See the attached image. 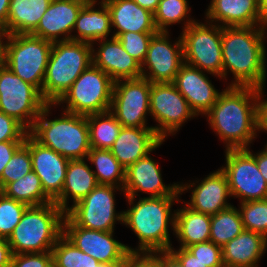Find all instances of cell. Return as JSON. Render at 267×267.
Returning a JSON list of instances; mask_svg holds the SVG:
<instances>
[{
	"mask_svg": "<svg viewBox=\"0 0 267 267\" xmlns=\"http://www.w3.org/2000/svg\"><path fill=\"white\" fill-rule=\"evenodd\" d=\"M29 131L13 117L0 111V142L25 141Z\"/></svg>",
	"mask_w": 267,
	"mask_h": 267,
	"instance_id": "cell-42",
	"label": "cell"
},
{
	"mask_svg": "<svg viewBox=\"0 0 267 267\" xmlns=\"http://www.w3.org/2000/svg\"><path fill=\"white\" fill-rule=\"evenodd\" d=\"M264 92L265 86L257 88V125L259 132L267 133V98Z\"/></svg>",
	"mask_w": 267,
	"mask_h": 267,
	"instance_id": "cell-45",
	"label": "cell"
},
{
	"mask_svg": "<svg viewBox=\"0 0 267 267\" xmlns=\"http://www.w3.org/2000/svg\"><path fill=\"white\" fill-rule=\"evenodd\" d=\"M124 267H161V251L158 252H130Z\"/></svg>",
	"mask_w": 267,
	"mask_h": 267,
	"instance_id": "cell-44",
	"label": "cell"
},
{
	"mask_svg": "<svg viewBox=\"0 0 267 267\" xmlns=\"http://www.w3.org/2000/svg\"><path fill=\"white\" fill-rule=\"evenodd\" d=\"M53 42L31 34L8 35L4 65L42 92Z\"/></svg>",
	"mask_w": 267,
	"mask_h": 267,
	"instance_id": "cell-7",
	"label": "cell"
},
{
	"mask_svg": "<svg viewBox=\"0 0 267 267\" xmlns=\"http://www.w3.org/2000/svg\"><path fill=\"white\" fill-rule=\"evenodd\" d=\"M150 116L157 122L153 129L163 141L197 117L174 83H151Z\"/></svg>",
	"mask_w": 267,
	"mask_h": 267,
	"instance_id": "cell-13",
	"label": "cell"
},
{
	"mask_svg": "<svg viewBox=\"0 0 267 267\" xmlns=\"http://www.w3.org/2000/svg\"><path fill=\"white\" fill-rule=\"evenodd\" d=\"M52 0H10L7 23L8 35L31 34Z\"/></svg>",
	"mask_w": 267,
	"mask_h": 267,
	"instance_id": "cell-30",
	"label": "cell"
},
{
	"mask_svg": "<svg viewBox=\"0 0 267 267\" xmlns=\"http://www.w3.org/2000/svg\"><path fill=\"white\" fill-rule=\"evenodd\" d=\"M123 188L98 184L86 197L69 205L65 215L76 225L90 230L114 231L115 224L123 223V211L116 212L115 192Z\"/></svg>",
	"mask_w": 267,
	"mask_h": 267,
	"instance_id": "cell-11",
	"label": "cell"
},
{
	"mask_svg": "<svg viewBox=\"0 0 267 267\" xmlns=\"http://www.w3.org/2000/svg\"><path fill=\"white\" fill-rule=\"evenodd\" d=\"M173 83L197 117L204 116L221 93L209 80L206 72L186 63L179 69Z\"/></svg>",
	"mask_w": 267,
	"mask_h": 267,
	"instance_id": "cell-20",
	"label": "cell"
},
{
	"mask_svg": "<svg viewBox=\"0 0 267 267\" xmlns=\"http://www.w3.org/2000/svg\"><path fill=\"white\" fill-rule=\"evenodd\" d=\"M259 12L262 22L267 26V0H259Z\"/></svg>",
	"mask_w": 267,
	"mask_h": 267,
	"instance_id": "cell-54",
	"label": "cell"
},
{
	"mask_svg": "<svg viewBox=\"0 0 267 267\" xmlns=\"http://www.w3.org/2000/svg\"><path fill=\"white\" fill-rule=\"evenodd\" d=\"M0 192L28 206L54 202L43 190L40 178L32 170L15 182L8 183Z\"/></svg>",
	"mask_w": 267,
	"mask_h": 267,
	"instance_id": "cell-33",
	"label": "cell"
},
{
	"mask_svg": "<svg viewBox=\"0 0 267 267\" xmlns=\"http://www.w3.org/2000/svg\"><path fill=\"white\" fill-rule=\"evenodd\" d=\"M205 17L221 27L266 26L259 12V0H211Z\"/></svg>",
	"mask_w": 267,
	"mask_h": 267,
	"instance_id": "cell-24",
	"label": "cell"
},
{
	"mask_svg": "<svg viewBox=\"0 0 267 267\" xmlns=\"http://www.w3.org/2000/svg\"><path fill=\"white\" fill-rule=\"evenodd\" d=\"M168 251L182 264L183 267H208L195 256L190 254L185 248L174 249V247H171Z\"/></svg>",
	"mask_w": 267,
	"mask_h": 267,
	"instance_id": "cell-47",
	"label": "cell"
},
{
	"mask_svg": "<svg viewBox=\"0 0 267 267\" xmlns=\"http://www.w3.org/2000/svg\"><path fill=\"white\" fill-rule=\"evenodd\" d=\"M109 9L112 28L111 35L117 38L121 33H157L154 14L136 4L133 0H103ZM116 28V29H115Z\"/></svg>",
	"mask_w": 267,
	"mask_h": 267,
	"instance_id": "cell-25",
	"label": "cell"
},
{
	"mask_svg": "<svg viewBox=\"0 0 267 267\" xmlns=\"http://www.w3.org/2000/svg\"><path fill=\"white\" fill-rule=\"evenodd\" d=\"M169 38V31H158L150 40L141 70L142 77L151 83H173L184 64L181 36L173 43Z\"/></svg>",
	"mask_w": 267,
	"mask_h": 267,
	"instance_id": "cell-16",
	"label": "cell"
},
{
	"mask_svg": "<svg viewBox=\"0 0 267 267\" xmlns=\"http://www.w3.org/2000/svg\"><path fill=\"white\" fill-rule=\"evenodd\" d=\"M161 267L183 266L169 251H161Z\"/></svg>",
	"mask_w": 267,
	"mask_h": 267,
	"instance_id": "cell-50",
	"label": "cell"
},
{
	"mask_svg": "<svg viewBox=\"0 0 267 267\" xmlns=\"http://www.w3.org/2000/svg\"><path fill=\"white\" fill-rule=\"evenodd\" d=\"M51 107L47 104L36 118L29 134L42 146L70 159H86L91 149L87 116L62 111L60 118L48 119Z\"/></svg>",
	"mask_w": 267,
	"mask_h": 267,
	"instance_id": "cell-4",
	"label": "cell"
},
{
	"mask_svg": "<svg viewBox=\"0 0 267 267\" xmlns=\"http://www.w3.org/2000/svg\"><path fill=\"white\" fill-rule=\"evenodd\" d=\"M266 34L267 26L222 27L223 80L234 77L228 86H265Z\"/></svg>",
	"mask_w": 267,
	"mask_h": 267,
	"instance_id": "cell-1",
	"label": "cell"
},
{
	"mask_svg": "<svg viewBox=\"0 0 267 267\" xmlns=\"http://www.w3.org/2000/svg\"><path fill=\"white\" fill-rule=\"evenodd\" d=\"M263 149L267 151V143H266V145H265V147Z\"/></svg>",
	"mask_w": 267,
	"mask_h": 267,
	"instance_id": "cell-57",
	"label": "cell"
},
{
	"mask_svg": "<svg viewBox=\"0 0 267 267\" xmlns=\"http://www.w3.org/2000/svg\"><path fill=\"white\" fill-rule=\"evenodd\" d=\"M96 170H92L98 184L113 185L124 188L125 170L109 149L91 148L87 158Z\"/></svg>",
	"mask_w": 267,
	"mask_h": 267,
	"instance_id": "cell-31",
	"label": "cell"
},
{
	"mask_svg": "<svg viewBox=\"0 0 267 267\" xmlns=\"http://www.w3.org/2000/svg\"><path fill=\"white\" fill-rule=\"evenodd\" d=\"M51 252L54 267H97L100 264L92 256L78 249L64 235L57 240Z\"/></svg>",
	"mask_w": 267,
	"mask_h": 267,
	"instance_id": "cell-36",
	"label": "cell"
},
{
	"mask_svg": "<svg viewBox=\"0 0 267 267\" xmlns=\"http://www.w3.org/2000/svg\"><path fill=\"white\" fill-rule=\"evenodd\" d=\"M204 116L225 150L249 148L259 133L257 88L227 86Z\"/></svg>",
	"mask_w": 267,
	"mask_h": 267,
	"instance_id": "cell-2",
	"label": "cell"
},
{
	"mask_svg": "<svg viewBox=\"0 0 267 267\" xmlns=\"http://www.w3.org/2000/svg\"><path fill=\"white\" fill-rule=\"evenodd\" d=\"M28 207L0 192V237L8 239Z\"/></svg>",
	"mask_w": 267,
	"mask_h": 267,
	"instance_id": "cell-38",
	"label": "cell"
},
{
	"mask_svg": "<svg viewBox=\"0 0 267 267\" xmlns=\"http://www.w3.org/2000/svg\"><path fill=\"white\" fill-rule=\"evenodd\" d=\"M163 142L153 127H122L109 150L127 168L159 148Z\"/></svg>",
	"mask_w": 267,
	"mask_h": 267,
	"instance_id": "cell-22",
	"label": "cell"
},
{
	"mask_svg": "<svg viewBox=\"0 0 267 267\" xmlns=\"http://www.w3.org/2000/svg\"><path fill=\"white\" fill-rule=\"evenodd\" d=\"M9 6L10 0H0V24L3 26L7 23Z\"/></svg>",
	"mask_w": 267,
	"mask_h": 267,
	"instance_id": "cell-52",
	"label": "cell"
},
{
	"mask_svg": "<svg viewBox=\"0 0 267 267\" xmlns=\"http://www.w3.org/2000/svg\"><path fill=\"white\" fill-rule=\"evenodd\" d=\"M25 141H4L0 142V178L6 164L13 154L24 144Z\"/></svg>",
	"mask_w": 267,
	"mask_h": 267,
	"instance_id": "cell-46",
	"label": "cell"
},
{
	"mask_svg": "<svg viewBox=\"0 0 267 267\" xmlns=\"http://www.w3.org/2000/svg\"><path fill=\"white\" fill-rule=\"evenodd\" d=\"M180 196L126 197L130 208L123 211V223L138 237L139 244L132 252L168 251L172 247L169 228L175 231V210Z\"/></svg>",
	"mask_w": 267,
	"mask_h": 267,
	"instance_id": "cell-3",
	"label": "cell"
},
{
	"mask_svg": "<svg viewBox=\"0 0 267 267\" xmlns=\"http://www.w3.org/2000/svg\"><path fill=\"white\" fill-rule=\"evenodd\" d=\"M191 7L187 0H160L154 14V23L158 31L168 32L170 25L180 23L185 30L189 25L196 21L190 18ZM190 15V16H189ZM188 18V19H187Z\"/></svg>",
	"mask_w": 267,
	"mask_h": 267,
	"instance_id": "cell-35",
	"label": "cell"
},
{
	"mask_svg": "<svg viewBox=\"0 0 267 267\" xmlns=\"http://www.w3.org/2000/svg\"><path fill=\"white\" fill-rule=\"evenodd\" d=\"M225 162L220 169L227 177L231 197L240 202L267 199V182L246 148L226 149Z\"/></svg>",
	"mask_w": 267,
	"mask_h": 267,
	"instance_id": "cell-12",
	"label": "cell"
},
{
	"mask_svg": "<svg viewBox=\"0 0 267 267\" xmlns=\"http://www.w3.org/2000/svg\"><path fill=\"white\" fill-rule=\"evenodd\" d=\"M185 249L208 267H225L222 248L210 240L190 245Z\"/></svg>",
	"mask_w": 267,
	"mask_h": 267,
	"instance_id": "cell-41",
	"label": "cell"
},
{
	"mask_svg": "<svg viewBox=\"0 0 267 267\" xmlns=\"http://www.w3.org/2000/svg\"><path fill=\"white\" fill-rule=\"evenodd\" d=\"M151 82L144 77L124 79L114 82L109 111L122 127L147 126L150 115Z\"/></svg>",
	"mask_w": 267,
	"mask_h": 267,
	"instance_id": "cell-14",
	"label": "cell"
},
{
	"mask_svg": "<svg viewBox=\"0 0 267 267\" xmlns=\"http://www.w3.org/2000/svg\"><path fill=\"white\" fill-rule=\"evenodd\" d=\"M154 34L126 32L121 33L117 39L121 42L128 54L142 65L147 55L150 40Z\"/></svg>",
	"mask_w": 267,
	"mask_h": 267,
	"instance_id": "cell-40",
	"label": "cell"
},
{
	"mask_svg": "<svg viewBox=\"0 0 267 267\" xmlns=\"http://www.w3.org/2000/svg\"><path fill=\"white\" fill-rule=\"evenodd\" d=\"M196 20L180 33L184 63L223 79L222 27Z\"/></svg>",
	"mask_w": 267,
	"mask_h": 267,
	"instance_id": "cell-9",
	"label": "cell"
},
{
	"mask_svg": "<svg viewBox=\"0 0 267 267\" xmlns=\"http://www.w3.org/2000/svg\"><path fill=\"white\" fill-rule=\"evenodd\" d=\"M188 190L192 193L190 200L185 204L197 212L215 215L231 206L227 201L231 197L227 177L221 169L209 173L201 182L198 180L185 184L179 183L181 195Z\"/></svg>",
	"mask_w": 267,
	"mask_h": 267,
	"instance_id": "cell-18",
	"label": "cell"
},
{
	"mask_svg": "<svg viewBox=\"0 0 267 267\" xmlns=\"http://www.w3.org/2000/svg\"><path fill=\"white\" fill-rule=\"evenodd\" d=\"M97 267H124V265H114L108 263H100Z\"/></svg>",
	"mask_w": 267,
	"mask_h": 267,
	"instance_id": "cell-56",
	"label": "cell"
},
{
	"mask_svg": "<svg viewBox=\"0 0 267 267\" xmlns=\"http://www.w3.org/2000/svg\"><path fill=\"white\" fill-rule=\"evenodd\" d=\"M136 4L154 13L160 0H133Z\"/></svg>",
	"mask_w": 267,
	"mask_h": 267,
	"instance_id": "cell-53",
	"label": "cell"
},
{
	"mask_svg": "<svg viewBox=\"0 0 267 267\" xmlns=\"http://www.w3.org/2000/svg\"><path fill=\"white\" fill-rule=\"evenodd\" d=\"M89 143L94 149H110L119 135L122 124L108 110L87 116Z\"/></svg>",
	"mask_w": 267,
	"mask_h": 267,
	"instance_id": "cell-32",
	"label": "cell"
},
{
	"mask_svg": "<svg viewBox=\"0 0 267 267\" xmlns=\"http://www.w3.org/2000/svg\"><path fill=\"white\" fill-rule=\"evenodd\" d=\"M92 48L74 40L53 42L41 92L48 104H55L93 63Z\"/></svg>",
	"mask_w": 267,
	"mask_h": 267,
	"instance_id": "cell-6",
	"label": "cell"
},
{
	"mask_svg": "<svg viewBox=\"0 0 267 267\" xmlns=\"http://www.w3.org/2000/svg\"><path fill=\"white\" fill-rule=\"evenodd\" d=\"M82 7L69 1L52 0L31 35L51 42L71 40Z\"/></svg>",
	"mask_w": 267,
	"mask_h": 267,
	"instance_id": "cell-23",
	"label": "cell"
},
{
	"mask_svg": "<svg viewBox=\"0 0 267 267\" xmlns=\"http://www.w3.org/2000/svg\"><path fill=\"white\" fill-rule=\"evenodd\" d=\"M7 37L8 33L5 26L0 24V66L4 64L5 44Z\"/></svg>",
	"mask_w": 267,
	"mask_h": 267,
	"instance_id": "cell-51",
	"label": "cell"
},
{
	"mask_svg": "<svg viewBox=\"0 0 267 267\" xmlns=\"http://www.w3.org/2000/svg\"><path fill=\"white\" fill-rule=\"evenodd\" d=\"M33 170L30 150L23 144L6 164L0 178V191Z\"/></svg>",
	"mask_w": 267,
	"mask_h": 267,
	"instance_id": "cell-39",
	"label": "cell"
},
{
	"mask_svg": "<svg viewBox=\"0 0 267 267\" xmlns=\"http://www.w3.org/2000/svg\"><path fill=\"white\" fill-rule=\"evenodd\" d=\"M113 233L76 226L66 215L63 221V235L78 249L100 263L124 265L132 247L114 239Z\"/></svg>",
	"mask_w": 267,
	"mask_h": 267,
	"instance_id": "cell-15",
	"label": "cell"
},
{
	"mask_svg": "<svg viewBox=\"0 0 267 267\" xmlns=\"http://www.w3.org/2000/svg\"><path fill=\"white\" fill-rule=\"evenodd\" d=\"M238 208L245 230L267 238V199L240 202Z\"/></svg>",
	"mask_w": 267,
	"mask_h": 267,
	"instance_id": "cell-37",
	"label": "cell"
},
{
	"mask_svg": "<svg viewBox=\"0 0 267 267\" xmlns=\"http://www.w3.org/2000/svg\"><path fill=\"white\" fill-rule=\"evenodd\" d=\"M244 230L237 207H230L211 215L210 241L221 248Z\"/></svg>",
	"mask_w": 267,
	"mask_h": 267,
	"instance_id": "cell-34",
	"label": "cell"
},
{
	"mask_svg": "<svg viewBox=\"0 0 267 267\" xmlns=\"http://www.w3.org/2000/svg\"><path fill=\"white\" fill-rule=\"evenodd\" d=\"M48 103L41 92L15 75L6 65L0 66V111L13 117L30 131Z\"/></svg>",
	"mask_w": 267,
	"mask_h": 267,
	"instance_id": "cell-10",
	"label": "cell"
},
{
	"mask_svg": "<svg viewBox=\"0 0 267 267\" xmlns=\"http://www.w3.org/2000/svg\"><path fill=\"white\" fill-rule=\"evenodd\" d=\"M12 255L7 239L0 237V267H11Z\"/></svg>",
	"mask_w": 267,
	"mask_h": 267,
	"instance_id": "cell-48",
	"label": "cell"
},
{
	"mask_svg": "<svg viewBox=\"0 0 267 267\" xmlns=\"http://www.w3.org/2000/svg\"><path fill=\"white\" fill-rule=\"evenodd\" d=\"M161 173L150 153L131 164L125 170V197H140V192L148 193L149 197L180 196L179 182L166 185Z\"/></svg>",
	"mask_w": 267,
	"mask_h": 267,
	"instance_id": "cell-17",
	"label": "cell"
},
{
	"mask_svg": "<svg viewBox=\"0 0 267 267\" xmlns=\"http://www.w3.org/2000/svg\"><path fill=\"white\" fill-rule=\"evenodd\" d=\"M113 85L111 77L92 63L55 106L66 103L62 106L64 111L83 116L106 112L110 109Z\"/></svg>",
	"mask_w": 267,
	"mask_h": 267,
	"instance_id": "cell-8",
	"label": "cell"
},
{
	"mask_svg": "<svg viewBox=\"0 0 267 267\" xmlns=\"http://www.w3.org/2000/svg\"><path fill=\"white\" fill-rule=\"evenodd\" d=\"M64 218L55 202L28 206L7 239L12 254L51 251L63 235Z\"/></svg>",
	"mask_w": 267,
	"mask_h": 267,
	"instance_id": "cell-5",
	"label": "cell"
},
{
	"mask_svg": "<svg viewBox=\"0 0 267 267\" xmlns=\"http://www.w3.org/2000/svg\"><path fill=\"white\" fill-rule=\"evenodd\" d=\"M92 170V166L86 163V159L69 160L63 190L54 200L64 212L69 209L68 200L71 199L74 205L98 185Z\"/></svg>",
	"mask_w": 267,
	"mask_h": 267,
	"instance_id": "cell-27",
	"label": "cell"
},
{
	"mask_svg": "<svg viewBox=\"0 0 267 267\" xmlns=\"http://www.w3.org/2000/svg\"><path fill=\"white\" fill-rule=\"evenodd\" d=\"M246 149L255 158L258 169L267 182V151L263 149V150H261L255 154V153H253V151H250V147L246 148Z\"/></svg>",
	"mask_w": 267,
	"mask_h": 267,
	"instance_id": "cell-49",
	"label": "cell"
},
{
	"mask_svg": "<svg viewBox=\"0 0 267 267\" xmlns=\"http://www.w3.org/2000/svg\"><path fill=\"white\" fill-rule=\"evenodd\" d=\"M211 215L197 212L186 204L175 210V231L179 248L210 240Z\"/></svg>",
	"mask_w": 267,
	"mask_h": 267,
	"instance_id": "cell-29",
	"label": "cell"
},
{
	"mask_svg": "<svg viewBox=\"0 0 267 267\" xmlns=\"http://www.w3.org/2000/svg\"><path fill=\"white\" fill-rule=\"evenodd\" d=\"M51 265V251L13 254L11 259V267H50Z\"/></svg>",
	"mask_w": 267,
	"mask_h": 267,
	"instance_id": "cell-43",
	"label": "cell"
},
{
	"mask_svg": "<svg viewBox=\"0 0 267 267\" xmlns=\"http://www.w3.org/2000/svg\"><path fill=\"white\" fill-rule=\"evenodd\" d=\"M64 1H69L73 3L80 4L81 6H87V5H92V4H98V0H64Z\"/></svg>",
	"mask_w": 267,
	"mask_h": 267,
	"instance_id": "cell-55",
	"label": "cell"
},
{
	"mask_svg": "<svg viewBox=\"0 0 267 267\" xmlns=\"http://www.w3.org/2000/svg\"><path fill=\"white\" fill-rule=\"evenodd\" d=\"M98 8L95 5H99ZM97 8V9H96ZM111 16L103 0L98 4L83 6L78 14L71 40L86 42L95 45L94 42L101 39H108L113 29Z\"/></svg>",
	"mask_w": 267,
	"mask_h": 267,
	"instance_id": "cell-28",
	"label": "cell"
},
{
	"mask_svg": "<svg viewBox=\"0 0 267 267\" xmlns=\"http://www.w3.org/2000/svg\"><path fill=\"white\" fill-rule=\"evenodd\" d=\"M24 145L30 150L32 168L40 178L44 192L54 201L63 190L70 159L42 146L30 134L26 136Z\"/></svg>",
	"mask_w": 267,
	"mask_h": 267,
	"instance_id": "cell-19",
	"label": "cell"
},
{
	"mask_svg": "<svg viewBox=\"0 0 267 267\" xmlns=\"http://www.w3.org/2000/svg\"><path fill=\"white\" fill-rule=\"evenodd\" d=\"M267 250V238L257 232L243 230L222 247L225 267H258Z\"/></svg>",
	"mask_w": 267,
	"mask_h": 267,
	"instance_id": "cell-26",
	"label": "cell"
},
{
	"mask_svg": "<svg viewBox=\"0 0 267 267\" xmlns=\"http://www.w3.org/2000/svg\"><path fill=\"white\" fill-rule=\"evenodd\" d=\"M95 43L99 47L92 48L93 64L114 82L142 77L141 64L128 54L117 38L101 39Z\"/></svg>",
	"mask_w": 267,
	"mask_h": 267,
	"instance_id": "cell-21",
	"label": "cell"
}]
</instances>
